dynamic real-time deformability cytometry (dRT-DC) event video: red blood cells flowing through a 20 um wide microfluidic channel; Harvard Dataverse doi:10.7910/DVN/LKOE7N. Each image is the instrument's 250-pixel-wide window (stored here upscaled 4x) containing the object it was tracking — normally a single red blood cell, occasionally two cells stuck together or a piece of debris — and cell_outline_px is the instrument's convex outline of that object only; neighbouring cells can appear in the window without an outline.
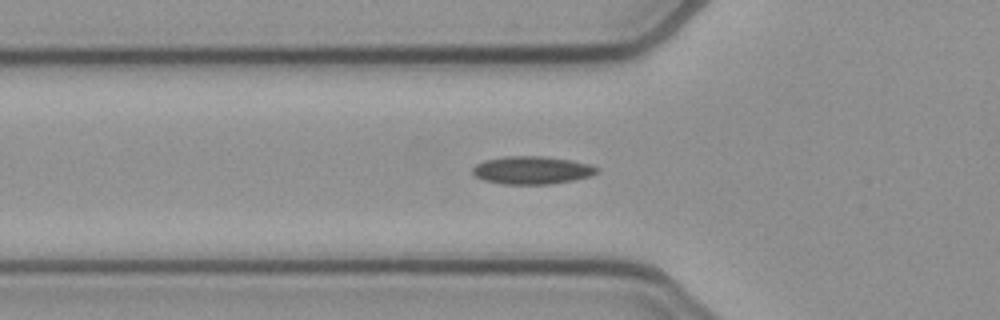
{"species": "common noctule bat (a hibernating species)", "species_latin": "Nyctalus noctula", "temperature_condition": "cold", "stored_images_in_passage": 49, "camera_frame_rate_fps": 3000, "um_per_image_px": 0.085, "animal": {"sex": "female", "body_mass_g": 21.9}, "frame": {"image": 1, "passage_image": 17, "time_ms": 5.333, "image_size_px": [1000, 320], "cell_outline_px": [[600, 172], [588, 176], [572, 180], [552, 184], [504, 184], [484, 180], [476, 176], [472, 172], [472, 168], [476, 164], [484, 160], [504, 156], [544, 156], [572, 160], [592, 164], [600, 168]], "centroid_in_image_um": [45.24, 14.45], "position_along_channel_um": 80.6, "area_um2": 20.35}}
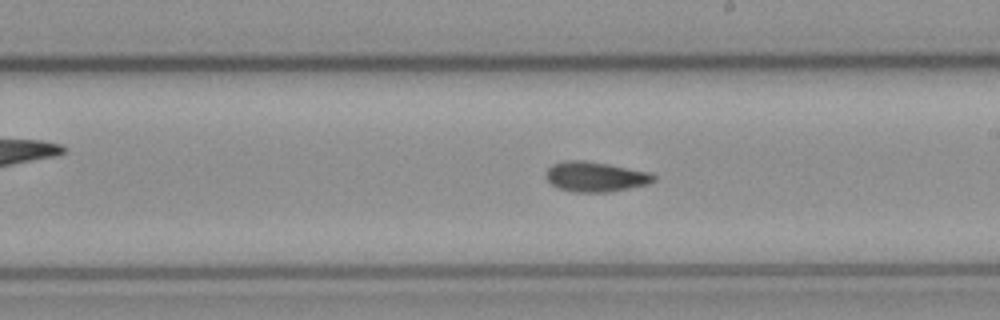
{"frame": {"image": 2, "passage_image": 29, "time_ms": 9.333, "image_size_px": [1000, 320], "cell_outline_px": [[656, 180], [648, 184], [608, 192], [576, 192], [556, 188], [544, 176], [548, 168], [552, 164], [564, 160], [584, 160], [608, 164], [652, 172], [656, 176]], "centroid_in_image_um": [50.61, 15.01], "position_along_channel_um": 238.4, "area_um2": 19.02}}
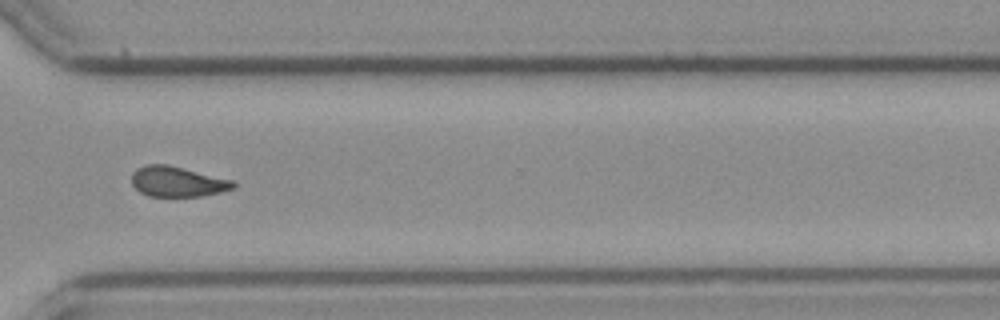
{"frame": {"image": 3, "passage_image": 38, "time_ms": 12.333, "image_size_px": [1000, 320], "cell_outline_px": [[236, 188], [204, 196], [148, 196], [140, 192], [132, 184], [132, 172], [136, 168], [148, 164], [168, 164], [236, 180]], "centroid_in_image_um": [15.13, 15.43], "position_along_channel_um": 355.5, "area_um2": 18.26}}